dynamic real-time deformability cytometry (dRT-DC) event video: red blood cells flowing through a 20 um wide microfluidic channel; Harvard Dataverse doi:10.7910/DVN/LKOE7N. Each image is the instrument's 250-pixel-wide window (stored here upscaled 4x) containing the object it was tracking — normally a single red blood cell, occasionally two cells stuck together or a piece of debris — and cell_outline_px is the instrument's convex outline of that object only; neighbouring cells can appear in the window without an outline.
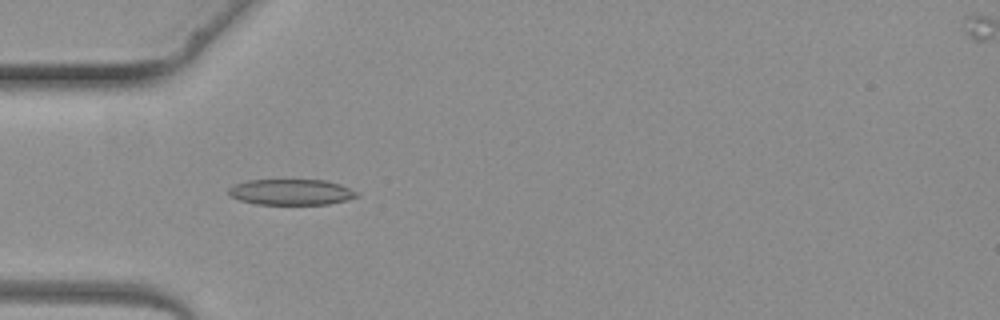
{"species": "common noctule bat (a hibernating species)", "species_latin": "Nyctalus noctula", "temperature_condition": "warm", "stored_images_in_passage": 3, "camera_frame_rate_fps": 3000, "um_per_image_px": 0.085, "animal": {"sex": "female", "body_mass_g": 19.3, "forearm_length_mm": 54.1}, "frame": {"image": 1, "passage_image": 3, "time_ms": 2.667, "image_size_px": [1000, 320], "cell_outline_px": [[360, 196], [348, 200], [328, 204], [256, 204], [240, 200], [228, 196], [228, 188], [236, 184], [248, 180], [324, 180], [340, 184], [360, 192]], "centroid_in_image_um": [24.78, 16.33], "position_along_channel_um": 60.2, "area_um2": 19.42}}